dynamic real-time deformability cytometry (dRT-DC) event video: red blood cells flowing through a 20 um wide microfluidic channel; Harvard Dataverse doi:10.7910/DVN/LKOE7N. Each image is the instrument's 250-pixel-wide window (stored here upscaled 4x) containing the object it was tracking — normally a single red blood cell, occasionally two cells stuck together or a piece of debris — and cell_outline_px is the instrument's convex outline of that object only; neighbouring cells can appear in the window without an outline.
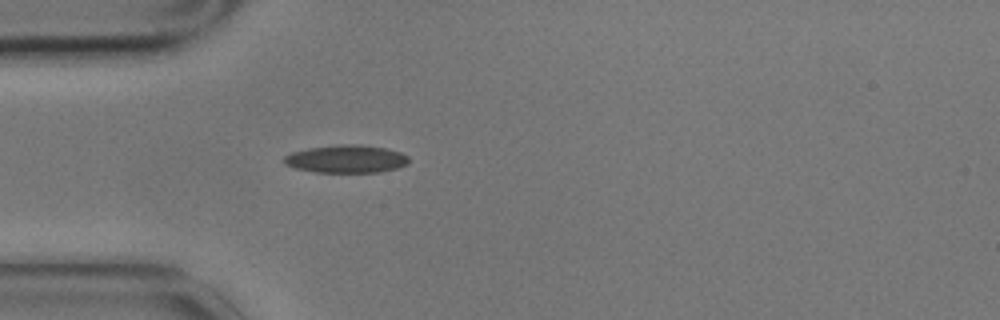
{"species": "common noctule bat (a hibernating species)", "species_latin": "Nyctalus noctula", "temperature_condition": "cold", "stored_images_in_passage": 6, "camera_frame_rate_fps": 3000, "um_per_image_px": 0.085, "animal": {"sex": "male", "body_mass_g": 17.9}, "frame": {"image": 1, "passage_image": 5, "time_ms": 1.333, "image_size_px": [1000, 320], "cell_outline_px": [[408, 164], [396, 168], [380, 172], [316, 172], [296, 168], [284, 164], [284, 156], [292, 152], [308, 148], [340, 144], [360, 144], [384, 148], [400, 152], [408, 156]], "centroid_in_image_um": [29.43, 13.5], "position_along_channel_um": 55.6, "area_um2": 20.17}}